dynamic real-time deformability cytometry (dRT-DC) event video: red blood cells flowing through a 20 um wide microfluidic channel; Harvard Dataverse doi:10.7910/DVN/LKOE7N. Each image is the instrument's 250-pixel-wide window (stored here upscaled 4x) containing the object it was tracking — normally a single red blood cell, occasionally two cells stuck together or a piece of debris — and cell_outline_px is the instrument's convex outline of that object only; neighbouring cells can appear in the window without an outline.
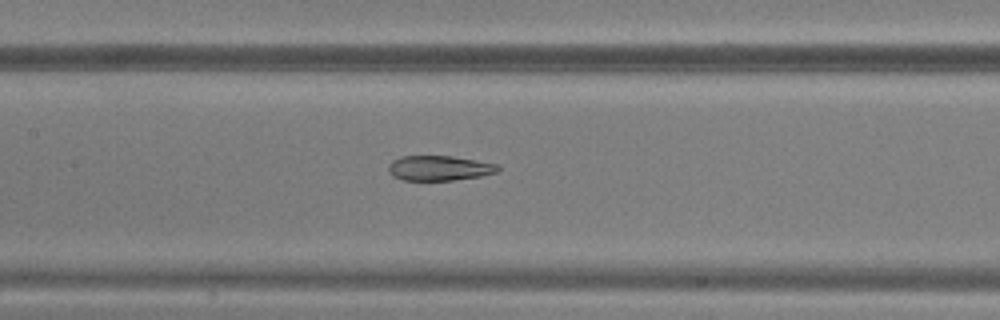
{"species": "common noctule bat (a hibernating species)", "species_latin": "Nyctalus noctula", "temperature_condition": "warm", "stored_images_in_passage": 29, "camera_frame_rate_fps": 3000, "um_per_image_px": 0.085, "animal": {"sex": "male", "body_mass_g": 20.5, "forearm_length_mm": 52.5}, "frame": {"image": 1, "passage_image": 8, "time_ms": 2.333, "image_size_px": [1000, 320], "cell_outline_px": [[500, 168], [496, 172], [480, 176], [452, 180], [404, 180], [392, 176], [388, 172], [388, 164], [392, 160], [404, 156], [452, 156], [500, 164]], "centroid_in_image_um": [37.33, 14.28], "position_along_channel_um": 170.1, "area_um2": 15.95}}
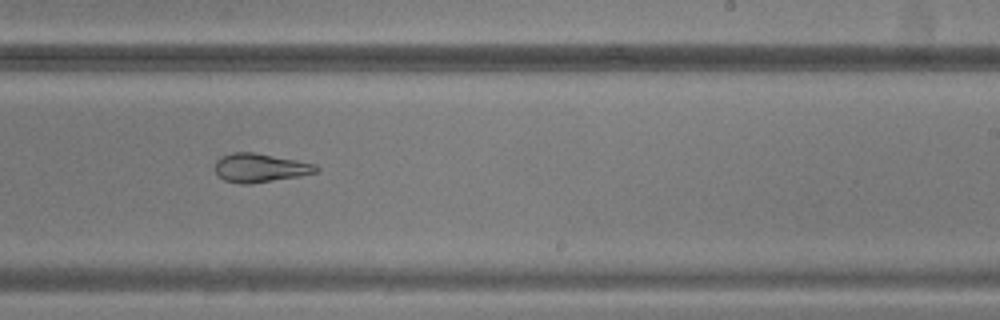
{"frame": {"image": 2, "passage_image": 15, "time_ms": 4.667, "image_size_px": [1000, 320], "cell_outline_px": [[320, 172], [300, 176], [252, 184], [240, 184], [224, 180], [216, 172], [216, 160], [220, 156], [232, 152], [256, 152], [316, 164], [320, 168]], "centroid_in_image_um": [22.14, 14.26], "position_along_channel_um": 266.9, "area_um2": 17.17}}
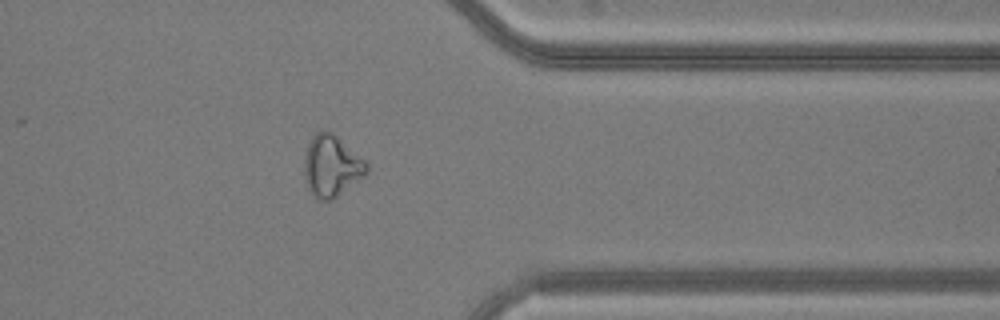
{"frame": {"image": 3, "passage_image": 24, "time_ms": 7.667, "image_size_px": [1000, 320], "cell_outline_px": [[368, 172], [364, 176], [332, 200], [316, 200], [312, 196], [308, 188], [304, 176], [304, 160], [308, 144], [312, 136], [316, 132], [332, 132], [364, 160], [368, 164]], "centroid_in_image_um": [28.16, 14.15], "position_along_channel_um": 383.2, "area_um2": 22.14}}